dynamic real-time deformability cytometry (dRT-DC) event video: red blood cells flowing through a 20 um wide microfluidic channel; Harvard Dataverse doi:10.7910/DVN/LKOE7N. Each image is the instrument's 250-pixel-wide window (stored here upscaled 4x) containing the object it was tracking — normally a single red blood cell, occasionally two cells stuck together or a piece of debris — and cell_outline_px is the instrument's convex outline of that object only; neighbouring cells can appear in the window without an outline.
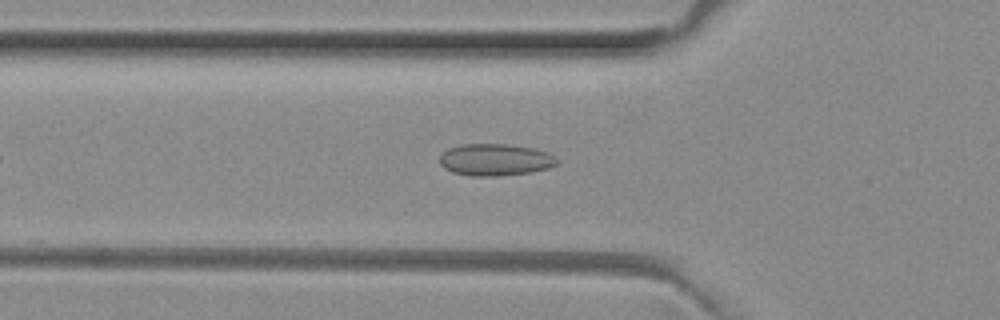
{"species": "common noctule bat (a hibernating species)", "species_latin": "Nyctalus noctula", "temperature_condition": "room temperature", "stored_images_in_passage": 40, "camera_frame_rate_fps": 3000, "um_per_image_px": 0.085, "animal": {"sex": "female", "body_mass_g": 29.2, "forearm_length_mm": 56.3}, "frame": {"image": 1, "passage_image": 6, "time_ms": 1.667, "image_size_px": [1000, 320], "cell_outline_px": [[556, 164], [548, 168], [528, 172], [496, 176], [472, 176], [452, 172], [444, 168], [440, 164], [440, 156], [448, 148], [460, 144], [508, 144], [532, 148], [548, 152], [556, 156]], "centroid_in_image_um": [42.07, 13.57], "position_along_channel_um": 83.7, "area_um2": 21.73}}
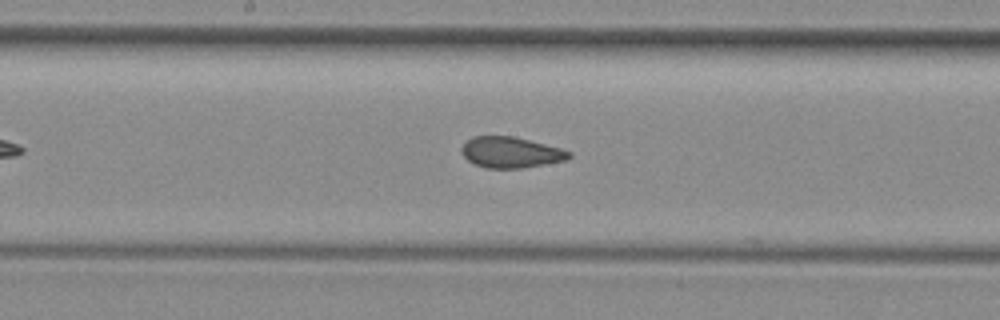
{"frame": {"image": 2, "passage_image": 15, "time_ms": 4.667, "image_size_px": [1000, 320], "cell_outline_px": [[572, 156], [568, 160], [524, 168], [488, 168], [476, 164], [468, 160], [460, 152], [460, 148], [472, 136], [512, 136], [560, 148], [572, 152]], "centroid_in_image_um": [43.43, 12.96], "position_along_channel_um": 204.8, "area_um2": 19.31}}
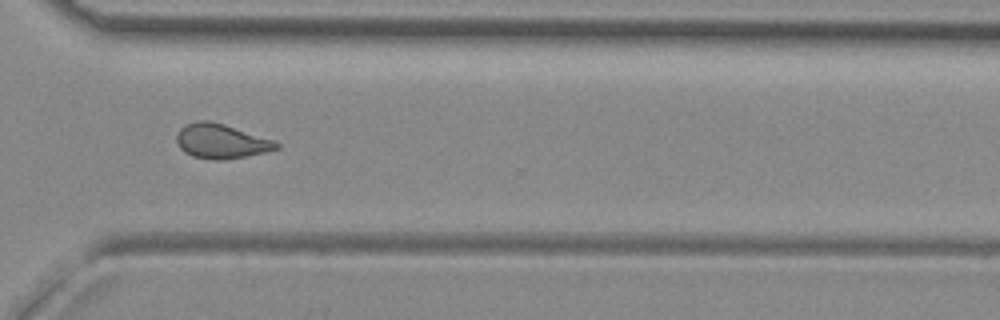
{"frame": {"image": 3, "passage_image": 26, "time_ms": 8.333, "image_size_px": [1000, 320], "cell_outline_px": [[280, 148], [264, 152], [224, 160], [212, 160], [192, 156], [184, 152], [180, 148], [176, 140], [176, 136], [180, 128], [184, 124], [196, 120], [208, 120], [224, 124], [276, 140], [280, 144]], "centroid_in_image_um": [18.79, 11.99], "position_along_channel_um": 351.8, "area_um2": 20.29}, "authors_computed_cell_mechanics": {"area_um2": 19.7387, "velocity_mm_per_s": 4.0143, "shape_relaxation_time_tau1_ms": null, "shape_relaxation_time_tau2_ms": 1.3108, "deformation_change_tau1": null, "deformation_change_tau2": 0.0548}}